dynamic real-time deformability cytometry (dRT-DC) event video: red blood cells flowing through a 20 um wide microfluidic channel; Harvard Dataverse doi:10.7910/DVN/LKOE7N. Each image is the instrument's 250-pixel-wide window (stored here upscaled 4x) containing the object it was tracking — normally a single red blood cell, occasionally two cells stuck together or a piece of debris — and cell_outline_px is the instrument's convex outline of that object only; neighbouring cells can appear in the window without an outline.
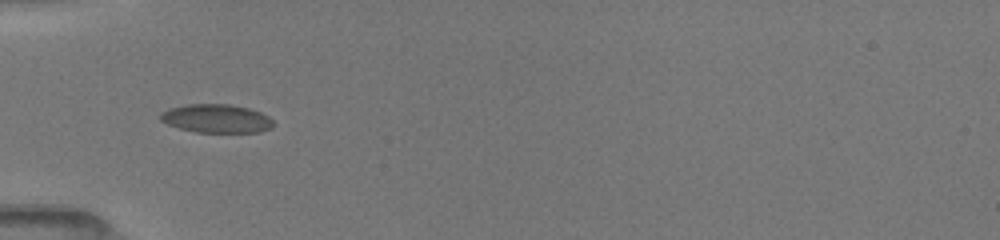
{"species": "common noctule bat (a hibernating species)", "species_latin": "Nyctalus noctula", "temperature_condition": "room temperature", "stored_images_in_passage": 26, "camera_frame_rate_fps": 3000, "um_per_image_px": 0.085, "animal": {"sex": "female", "body_mass_g": 19.5, "forearm_length_mm": 54.1}, "frame": {"image": 1, "passage_image": 11, "time_ms": 5.333, "image_size_px": [1000, 240], "cell_outline_px": [[272, 128], [260, 132], [196, 132], [180, 128], [168, 124], [160, 120], [160, 112], [168, 108], [184, 104], [228, 104], [248, 108], [260, 112], [268, 116], [272, 120]], "centroid_in_image_um": [18.37, 10.07], "position_along_channel_um": 66.6, "area_um2": 18.79}}
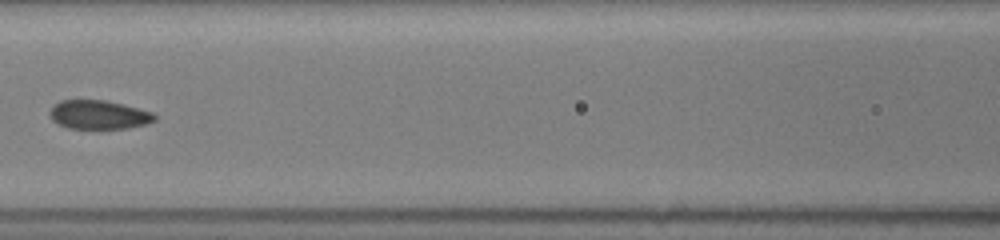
{"frame": {"image": 2, "passage_image": 15, "time_ms": 7.667, "image_size_px": [1000, 240], "cell_outline_px": [[156, 120], [148, 124], [128, 128], [68, 128], [56, 124], [52, 120], [48, 112], [60, 100], [104, 100], [124, 104], [152, 112], [156, 116]], "centroid_in_image_um": [8.4, 9.75], "position_along_channel_um": 158.2, "area_um2": 17.69}}
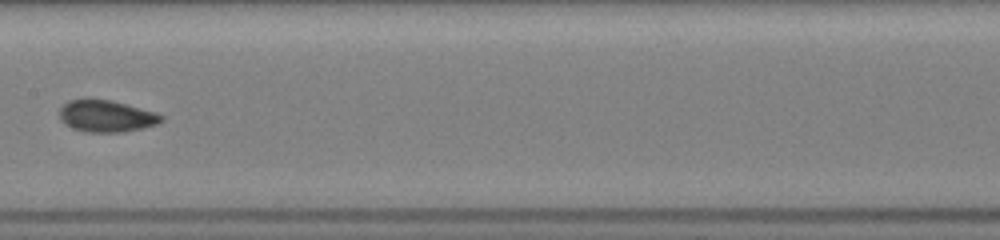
{"frame": {"image": 3, "passage_image": 17, "time_ms": 8.667, "image_size_px": [1000, 240], "cell_outline_px": [[164, 120], [160, 124], [144, 128], [124, 132], [84, 132], [72, 128], [64, 124], [60, 120], [60, 108], [68, 100], [88, 96], [112, 100], [156, 112], [164, 116]], "centroid_in_image_um": [9.04, 9.84], "position_along_channel_um": 198.4, "area_um2": 19.65}}